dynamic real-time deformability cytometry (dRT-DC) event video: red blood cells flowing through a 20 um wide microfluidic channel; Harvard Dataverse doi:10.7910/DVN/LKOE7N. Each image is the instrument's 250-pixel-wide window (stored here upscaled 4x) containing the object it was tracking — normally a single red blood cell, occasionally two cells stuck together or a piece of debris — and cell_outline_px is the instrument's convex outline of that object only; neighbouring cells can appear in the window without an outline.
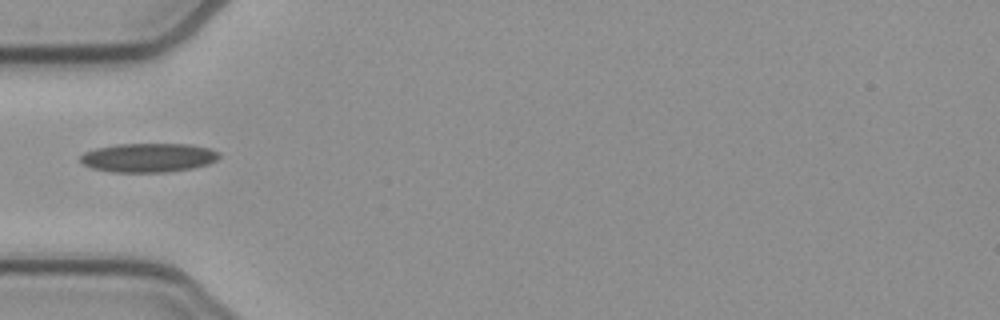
{"species": "common noctule bat (a hibernating species)", "species_latin": "Nyctalus noctula", "temperature_condition": "cold", "stored_images_in_passage": 7, "camera_frame_rate_fps": 3000, "um_per_image_px": 0.085, "animal": {"sex": "female", "body_mass_g": 21.9}, "frame": {"image": 1, "passage_image": 1, "time_ms": 0.0, "image_size_px": [1000, 320], "cell_outline_px": [[220, 156], [216, 160], [208, 164], [192, 168], [168, 172], [112, 172], [92, 168], [84, 164], [80, 160], [80, 156], [84, 152], [96, 148], [116, 144], [192, 144], [208, 148], [220, 152]], "centroid_in_image_um": [12.62, 13.4], "position_along_channel_um": 72.4, "area_um2": 23.52}}
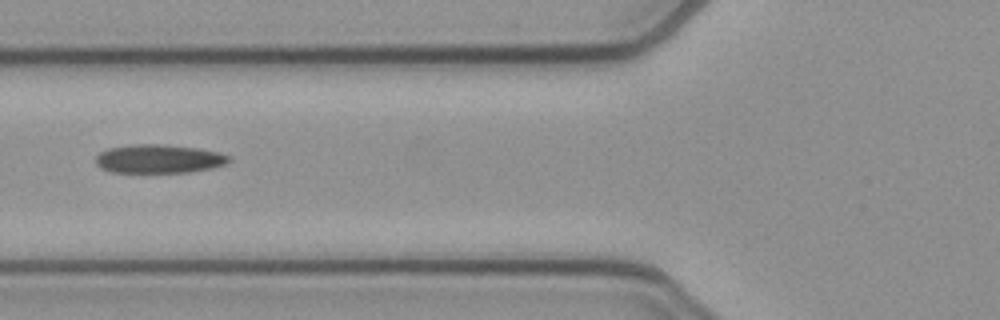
{"frame": {"image": 2, "passage_image": 4, "time_ms": 1.0, "image_size_px": [1000, 320], "cell_outline_px": [[232, 160], [224, 164], [212, 168], [192, 172], [112, 172], [100, 168], [96, 164], [96, 156], [100, 152], [108, 148], [136, 144], [156, 144], [196, 148], [216, 152], [232, 156]], "centroid_in_image_um": [13.5, 13.51], "position_along_channel_um": 112.3, "area_um2": 22.14}}